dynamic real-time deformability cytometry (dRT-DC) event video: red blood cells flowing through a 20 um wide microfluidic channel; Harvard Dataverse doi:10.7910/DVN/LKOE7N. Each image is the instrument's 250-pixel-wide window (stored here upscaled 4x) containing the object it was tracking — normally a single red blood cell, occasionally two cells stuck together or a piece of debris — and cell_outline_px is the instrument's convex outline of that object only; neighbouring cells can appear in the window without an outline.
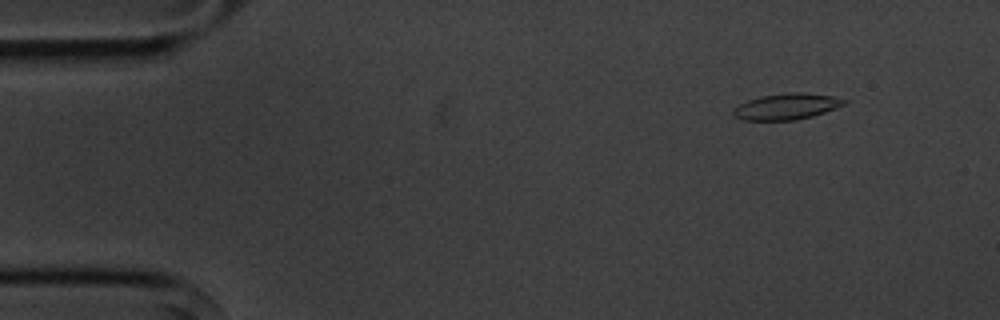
{"species": "common noctule bat (a hibernating species)", "species_latin": "Nyctalus noctula", "temperature_condition": "cold", "stored_images_in_passage": 5, "camera_frame_rate_fps": 3000, "um_per_image_px": 0.085, "animal": {"sex": "male", "body_mass_g": 20.1, "forearm_length_mm": 53.5}, "frame": {"image": 1, "passage_image": 1, "time_ms": 0.0, "image_size_px": [1000, 320], "cell_outline_px": [[848, 100], [844, 104], [836, 108], [812, 116], [796, 120], [744, 120], [736, 116], [732, 112], [740, 104], [748, 100], [760, 96], [788, 92], [804, 92], [832, 96]], "centroid_in_image_um": [66.89, 9.04], "position_along_channel_um": 18.1, "area_um2": 16.7}}
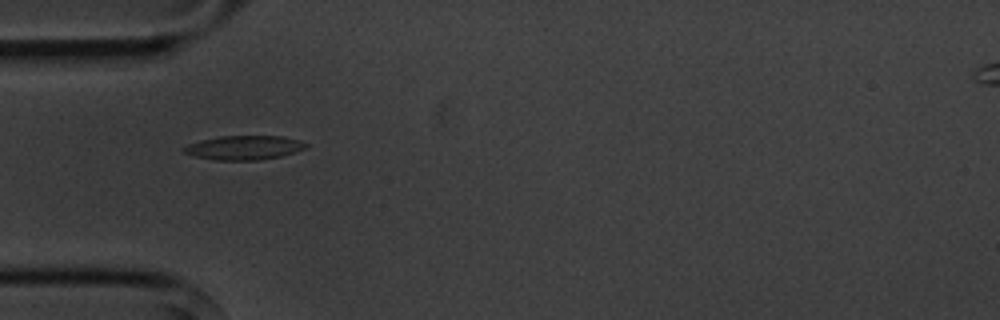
{"frame": {"image": 2, "passage_image": 4, "time_ms": 3.667, "image_size_px": [1000, 320], "cell_outline_px": [[308, 144], [304, 148], [280, 156], [256, 160], [216, 160], [196, 156], [184, 152], [180, 148], [188, 144], [220, 136], [280, 136], [300, 140]], "centroid_in_image_um": [20.72, 12.54], "position_along_channel_um": 64.3, "area_um2": 16.82}}
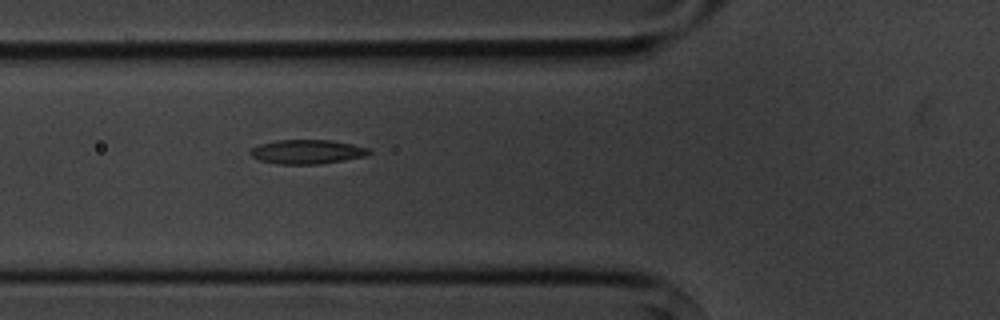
{"frame": {"image": 3, "passage_image": 5, "time_ms": 4.667, "image_size_px": [1000, 320], "cell_outline_px": [[372, 152], [364, 156], [344, 160], [320, 164], [276, 164], [260, 160], [252, 156], [248, 152], [252, 148], [260, 144], [276, 140], [332, 140], [352, 144], [368, 148]], "centroid_in_image_um": [26.09, 12.9], "position_along_channel_um": 99.7, "area_um2": 16.7}}